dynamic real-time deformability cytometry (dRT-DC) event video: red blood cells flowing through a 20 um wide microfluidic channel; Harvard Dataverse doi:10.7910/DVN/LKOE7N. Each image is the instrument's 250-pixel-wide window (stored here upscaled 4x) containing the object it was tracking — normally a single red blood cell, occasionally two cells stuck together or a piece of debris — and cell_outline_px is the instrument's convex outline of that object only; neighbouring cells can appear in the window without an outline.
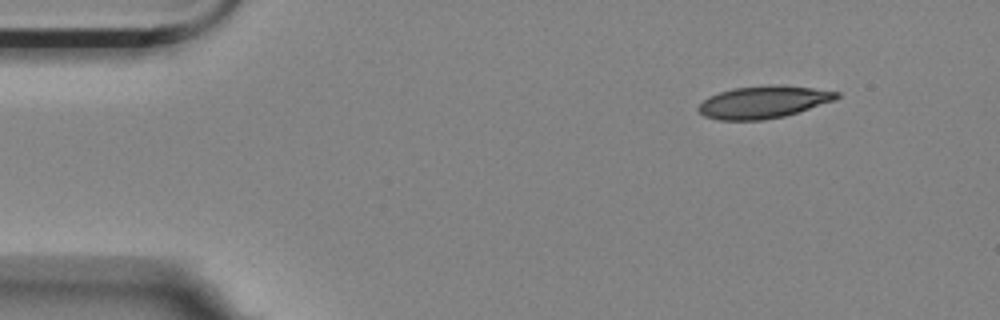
{"species": "Egyptian fruit bat (a non-hibernating species)", "species_latin": "Rousettus aegyptiacus", "temperature_condition": "room temperature", "stored_images_in_passage": 4, "camera_frame_rate_fps": 3000, "um_per_image_px": 0.085, "animal": {"sex": "female"}, "frame": {"image": 1, "passage_image": 1, "time_ms": 0.0, "image_size_px": [1000, 320], "cell_outline_px": [[840, 96], [836, 100], [784, 116], [764, 120], [720, 120], [704, 116], [696, 108], [708, 96], [732, 88], [768, 84], [812, 88], [840, 92]], "centroid_in_image_um": [64.88, 8.67], "position_along_channel_um": 20.1, "area_um2": 26.01}}
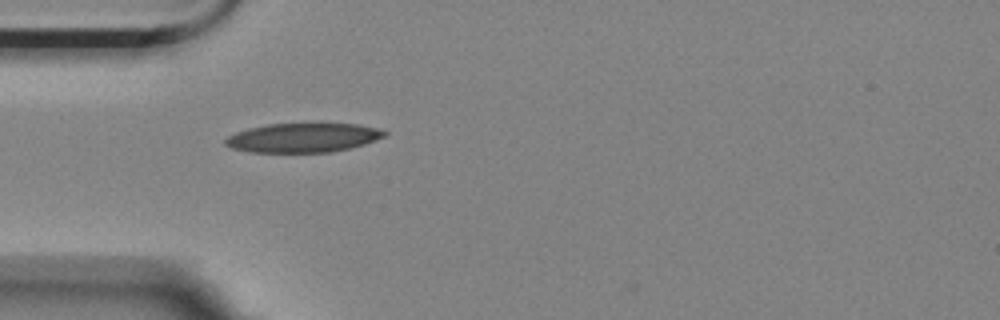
{"frame": {"image": 2, "passage_image": 4, "time_ms": 1.0, "image_size_px": [1000, 320], "cell_outline_px": [[388, 132], [384, 136], [364, 144], [332, 152], [248, 152], [232, 148], [224, 144], [224, 140], [228, 136], [236, 132], [248, 128], [268, 124], [356, 124], [380, 128]], "centroid_in_image_um": [25.73, 11.71], "position_along_channel_um": 59.3, "area_um2": 26.93}}